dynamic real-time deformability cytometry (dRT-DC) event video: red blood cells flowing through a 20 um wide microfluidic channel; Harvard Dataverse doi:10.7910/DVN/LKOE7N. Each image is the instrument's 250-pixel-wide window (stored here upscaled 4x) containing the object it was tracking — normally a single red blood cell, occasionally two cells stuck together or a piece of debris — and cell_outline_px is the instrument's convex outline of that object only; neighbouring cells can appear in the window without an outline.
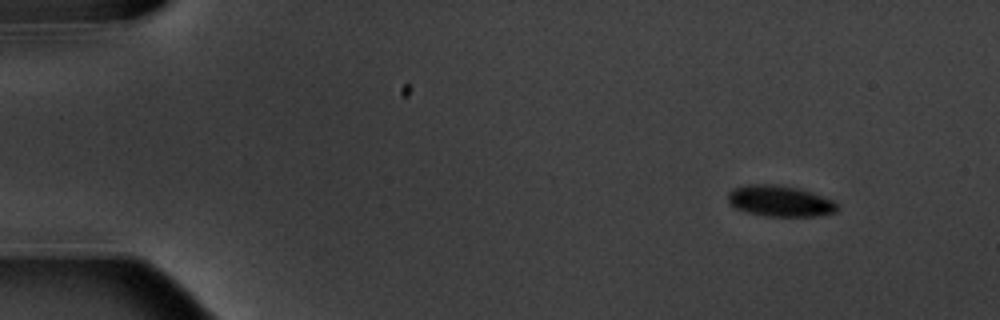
{"species": "common noctule bat (a hibernating species)", "species_latin": "Nyctalus noctula", "temperature_condition": "warm", "stored_images_in_passage": 4, "camera_frame_rate_fps": 3000, "um_per_image_px": 0.085, "animal": {"sex": "male", "body_mass_g": 20.1, "forearm_length_mm": 53.5}, "frame": {"image": 1, "passage_image": 1, "time_ms": 0.0, "image_size_px": [1000, 320], "cell_outline_px": [[840, 208], [836, 212], [820, 216], [764, 216], [748, 212], [736, 208], [728, 204], [728, 192], [732, 188], [748, 184], [772, 184], [800, 188], [812, 192], [832, 200]], "centroid_in_image_um": [66.29, 17.09], "position_along_channel_um": 18.7, "area_um2": 19.94}}
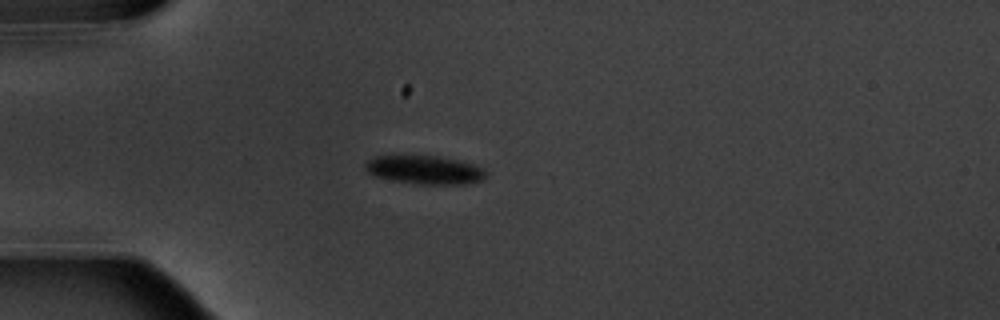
{"frame": {"image": 2, "passage_image": 4, "time_ms": 3.333, "image_size_px": [1000, 320], "cell_outline_px": [[484, 176], [480, 180], [464, 184], [420, 184], [396, 180], [376, 176], [368, 172], [364, 168], [364, 164], [368, 160], [376, 156], [440, 156], [460, 160], [484, 168]], "centroid_in_image_um": [36.09, 14.42], "position_along_channel_um": 48.9, "area_um2": 19.71}}